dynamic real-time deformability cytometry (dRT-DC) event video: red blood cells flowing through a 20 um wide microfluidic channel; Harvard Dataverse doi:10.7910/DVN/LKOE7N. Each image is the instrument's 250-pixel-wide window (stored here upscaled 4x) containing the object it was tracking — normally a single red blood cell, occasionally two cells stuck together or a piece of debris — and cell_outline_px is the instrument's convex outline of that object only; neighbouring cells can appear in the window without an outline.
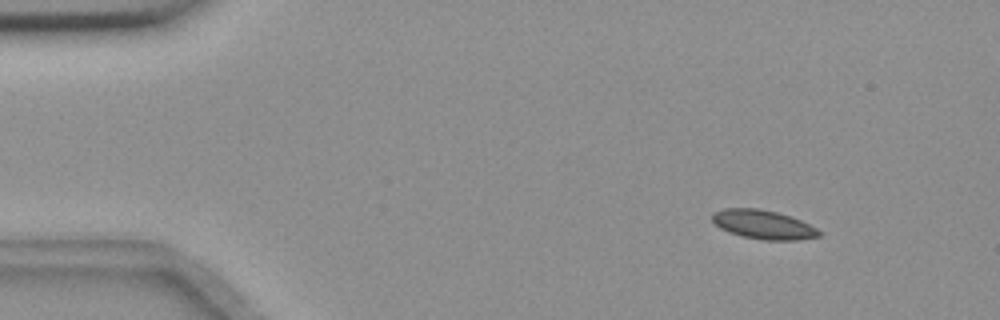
{"species": "common noctule bat (a hibernating species)", "species_latin": "Nyctalus noctula", "temperature_condition": "room temperature", "stored_images_in_passage": 55, "camera_frame_rate_fps": 3000, "um_per_image_px": 0.085, "animal": {"sex": "female", "body_mass_g": 18.4}, "frame": {"image": 1, "passage_image": 6, "time_ms": 1.667, "image_size_px": [1000, 320], "cell_outline_px": [[824, 232], [820, 236], [796, 240], [764, 240], [744, 236], [728, 232], [720, 228], [712, 220], [712, 212], [724, 208], [756, 208], [776, 212], [800, 220]], "centroid_in_image_um": [64.87, 19.09], "position_along_channel_um": 20.1, "area_um2": 17.92}}
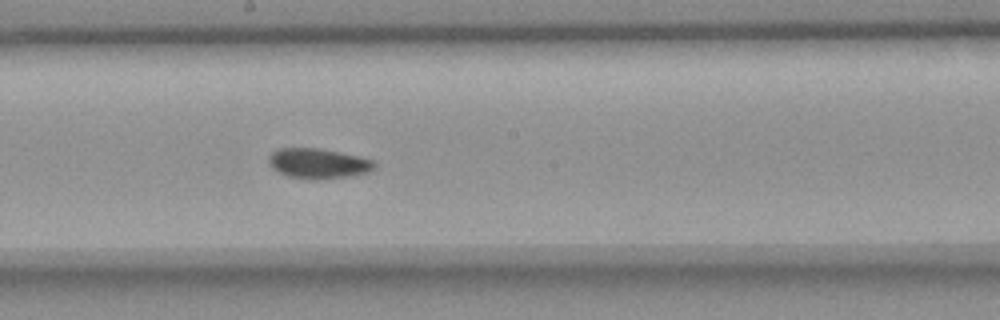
{"frame": {"image": 2, "passage_image": 30, "time_ms": 9.667, "image_size_px": [1000, 320], "cell_outline_px": [[376, 168], [368, 172], [352, 176], [316, 180], [312, 180], [288, 176], [272, 168], [268, 164], [268, 156], [272, 152], [280, 148], [320, 148], [360, 156], [372, 160], [376, 164]], "centroid_in_image_um": [27.06, 13.9], "position_along_channel_um": 221.1, "area_um2": 18.79}}
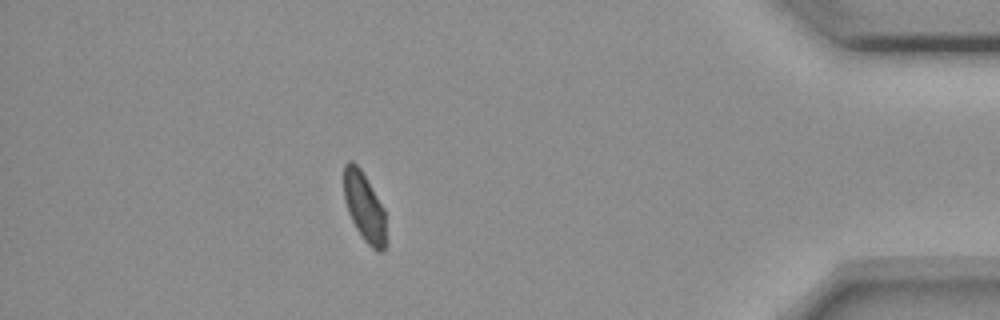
{"frame": {"image": 3, "passage_image": 49, "time_ms": 16.0, "image_size_px": [1000, 320], "cell_outline_px": [[388, 240], [384, 248], [380, 252], [376, 252], [364, 240], [356, 228], [348, 212], [344, 200], [344, 164], [348, 160], [352, 160], [360, 168], [384, 208]], "centroid_in_image_um": [30.99, 17.63], "position_along_channel_um": 404.2, "area_um2": 17.22}, "authors_computed_cell_mechanics": {"area_um2": 18.0914, "velocity_mm_per_s": 3.6175, "shape_relaxation_time_tau1_ms": null, "shape_relaxation_time_tau2_ms": 2.6445, "deformation_change_tau1": null, "deformation_change_tau2": 0.0404}}